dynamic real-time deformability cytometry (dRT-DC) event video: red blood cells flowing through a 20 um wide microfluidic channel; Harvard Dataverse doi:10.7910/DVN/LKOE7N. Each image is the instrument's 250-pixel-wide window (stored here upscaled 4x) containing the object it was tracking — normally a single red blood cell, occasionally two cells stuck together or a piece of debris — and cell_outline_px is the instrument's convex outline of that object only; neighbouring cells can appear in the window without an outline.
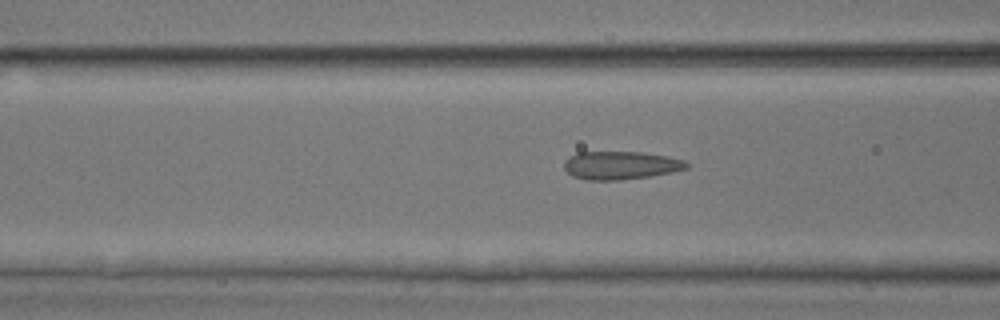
{"species": "common noctule bat (a hibernating species)", "species_latin": "Nyctalus noctula", "temperature_condition": "room temperature", "stored_images_in_passage": 8, "camera_frame_rate_fps": 3000, "um_per_image_px": 0.085, "animal": {"sex": "male", "body_mass_g": 17.9, "forearm_length_mm": 54.2}, "frame": {"image": 1, "passage_image": 6, "time_ms": 1.667, "image_size_px": [1000, 320], "cell_outline_px": [[688, 168], [672, 172], [652, 176], [620, 180], [588, 180], [572, 176], [564, 168], [564, 160], [568, 156], [576, 152], [640, 152], [668, 156], [684, 160], [688, 164]], "centroid_in_image_um": [52.74, 14.05], "position_along_channel_um": 113.9, "area_um2": 20.23}}